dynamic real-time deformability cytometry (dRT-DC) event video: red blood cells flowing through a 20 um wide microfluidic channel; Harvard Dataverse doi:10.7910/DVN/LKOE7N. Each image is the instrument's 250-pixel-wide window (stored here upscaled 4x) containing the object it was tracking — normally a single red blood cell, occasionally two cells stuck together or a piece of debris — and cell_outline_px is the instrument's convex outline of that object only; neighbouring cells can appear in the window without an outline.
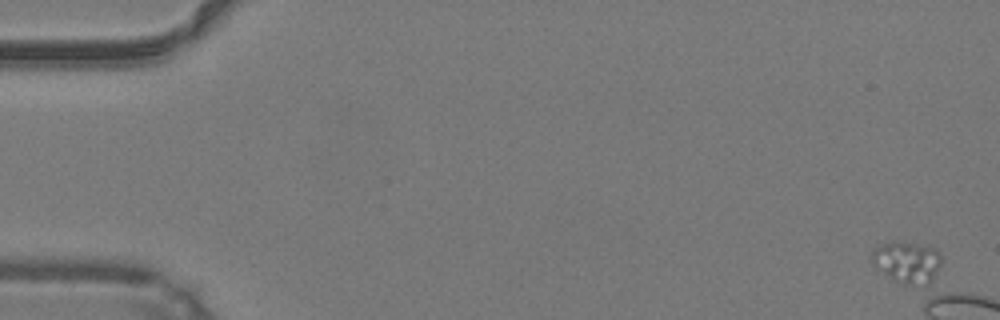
{"species": "common noctule bat (a hibernating species)", "species_latin": "Nyctalus noctula", "temperature_condition": "warm", "stored_images_in_passage": 4, "camera_frame_rate_fps": 3000, "um_per_image_px": 0.085, "animal": {"sex": "male", "body_mass_g": 19.2, "forearm_length_mm": 51.8}, "frame": {"image": 1, "passage_image": 1, "time_ms": 0.0, "image_size_px": [1000, 320], "cell_outline_px": [[940, 264], [936, 272], [928, 284], [904, 284], [896, 280], [872, 264], [872, 248], [884, 244], [912, 244], [936, 248], [940, 252]], "centroid_in_image_um": [77.12, 22.29], "position_along_channel_um": 7.9, "area_um2": 15.95}}